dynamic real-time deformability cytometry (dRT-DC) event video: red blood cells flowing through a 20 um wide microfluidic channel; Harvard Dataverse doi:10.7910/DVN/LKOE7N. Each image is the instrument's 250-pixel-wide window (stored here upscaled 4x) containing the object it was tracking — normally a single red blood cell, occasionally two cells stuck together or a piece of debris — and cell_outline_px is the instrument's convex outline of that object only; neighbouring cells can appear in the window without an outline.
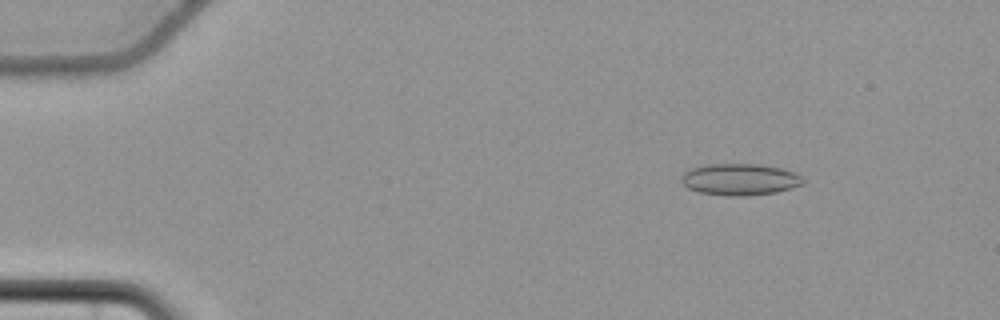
{"species": "common noctule bat (a hibernating species)", "species_latin": "Nyctalus noctula", "temperature_condition": "cold", "stored_images_in_passage": 54, "camera_frame_rate_fps": 3000, "um_per_image_px": 0.085, "animal": {"sex": "female", "body_mass_g": 22.7, "forearm_length_mm": 54.2}, "frame": {"image": 1, "passage_image": 5, "time_ms": 1.333, "image_size_px": [1000, 320], "cell_outline_px": [[804, 184], [792, 188], [776, 192], [744, 196], [728, 196], [700, 192], [688, 188], [680, 180], [680, 176], [684, 172], [692, 168], [708, 164], [760, 164], [780, 168], [792, 172], [800, 176], [804, 180]], "centroid_in_image_um": [62.87, 15.25], "position_along_channel_um": 22.1, "area_um2": 22.37}}
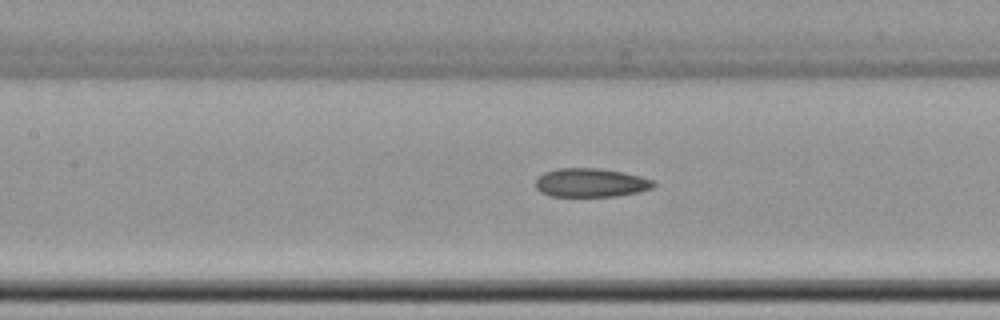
{"frame": {"image": 2, "passage_image": 24, "time_ms": 7.667, "image_size_px": [1000, 320], "cell_outline_px": [[656, 184], [652, 188], [640, 192], [616, 196], [548, 196], [540, 192], [536, 188], [536, 180], [544, 172], [560, 168], [596, 168], [624, 172], [640, 176], [652, 180]], "centroid_in_image_um": [50.22, 15.53], "position_along_channel_um": 157.2, "area_um2": 19.77}}
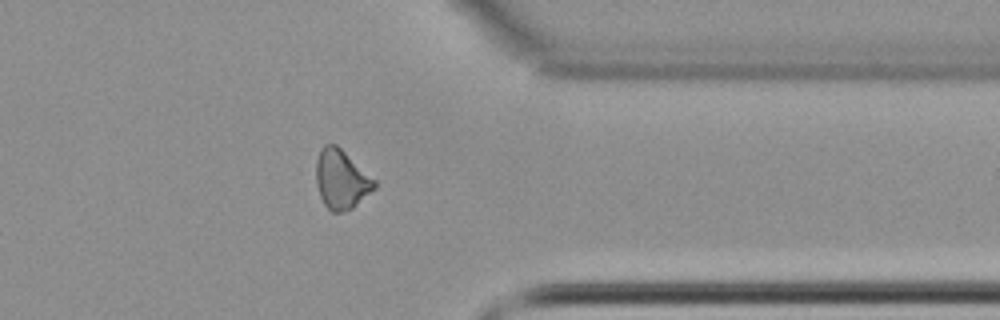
{"frame": {"image": 3, "passage_image": 43, "time_ms": 14.0, "image_size_px": [1000, 320], "cell_outline_px": [[376, 188], [352, 208], [344, 212], [332, 212], [324, 204], [320, 196], [316, 184], [316, 160], [320, 148], [324, 144], [336, 144], [376, 180]], "centroid_in_image_um": [29.0, 15.24], "position_along_channel_um": 382.4, "area_um2": 20.17}, "authors_computed_cell_mechanics": {"area_um2": 20.5479, "velocity_mm_per_s": 3.6832, "shape_relaxation_time_tau1_ms": null, "shape_relaxation_time_tau2_ms": 4.3855, "deformation_change_tau1": null, "deformation_change_tau2": 0.098}}